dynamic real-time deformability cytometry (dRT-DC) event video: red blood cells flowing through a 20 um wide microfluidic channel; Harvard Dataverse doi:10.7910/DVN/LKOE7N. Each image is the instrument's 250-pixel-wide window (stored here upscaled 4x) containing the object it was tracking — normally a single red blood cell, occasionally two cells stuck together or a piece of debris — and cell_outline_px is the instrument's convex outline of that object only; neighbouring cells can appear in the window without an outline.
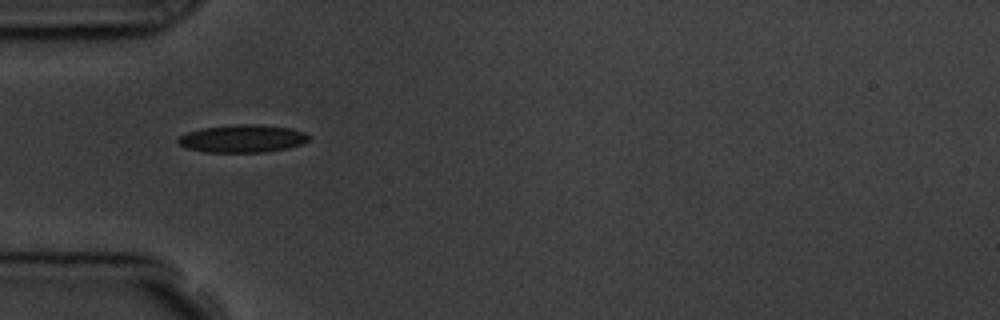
{"species": "common noctule bat (a hibernating species)", "species_latin": "Nyctalus noctula", "temperature_condition": "room temperature", "stored_images_in_passage": 5, "camera_frame_rate_fps": 3000, "um_per_image_px": 0.085, "animal": {"sex": "male", "body_mass_g": 19.5, "forearm_length_mm": 54.6}, "frame": {"image": 1, "passage_image": 5, "time_ms": 5.333, "image_size_px": [1000, 320], "cell_outline_px": [[312, 136], [308, 140], [300, 144], [288, 148], [264, 152], [204, 152], [184, 148], [176, 140], [180, 136], [188, 132], [200, 128], [236, 124], [256, 124], [292, 128], [304, 132]], "centroid_in_image_um": [20.6, 11.78], "position_along_channel_um": 64.4, "area_um2": 21.27}}